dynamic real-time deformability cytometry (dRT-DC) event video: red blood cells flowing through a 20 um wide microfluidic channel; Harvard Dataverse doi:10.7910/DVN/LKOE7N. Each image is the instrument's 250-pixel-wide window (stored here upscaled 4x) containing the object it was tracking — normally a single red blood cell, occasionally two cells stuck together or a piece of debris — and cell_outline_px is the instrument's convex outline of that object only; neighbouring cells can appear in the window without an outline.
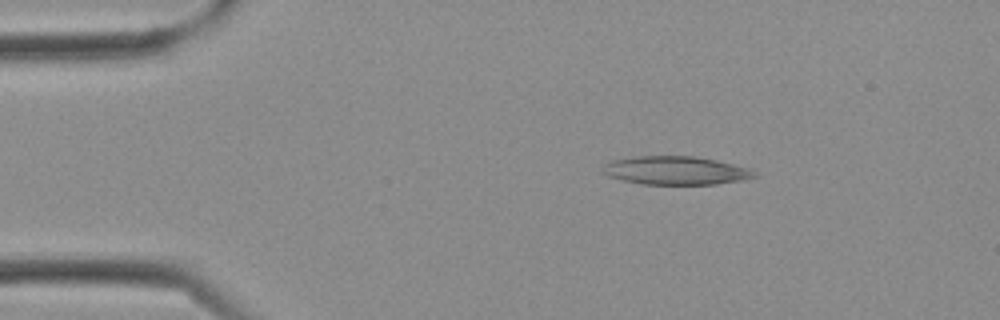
{"species": "Egyptian fruit bat (a non-hibernating species)", "species_latin": "Rousettus aegyptiacus", "temperature_condition": "cold", "stored_images_in_passage": 26, "camera_frame_rate_fps": 3000, "um_per_image_px": 0.085, "frame": {"image": 1, "passage_image": 1, "time_ms": 0.0, "image_size_px": [1000, 320], "cell_outline_px": [[756, 176], [740, 180], [716, 184], [640, 184], [608, 176], [600, 172], [604, 164], [612, 160], [632, 156], [696, 156], [716, 160], [748, 168], [756, 172]], "centroid_in_image_um": [57.37, 14.48], "position_along_channel_um": 27.6, "area_um2": 25.09}}
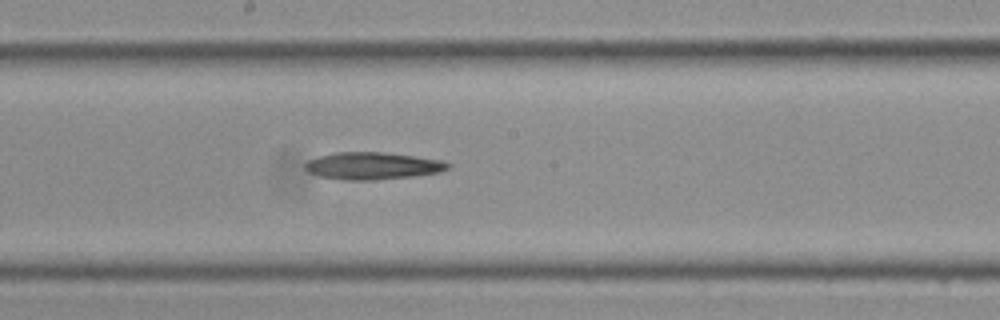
{"frame": {"image": 2, "passage_image": 12, "time_ms": 3.667, "image_size_px": [1000, 320], "cell_outline_px": [[452, 164], [448, 168], [440, 172], [412, 176], [376, 180], [344, 180], [320, 176], [308, 172], [304, 168], [304, 164], [308, 160], [320, 156], [336, 152], [384, 152], [440, 160]], "centroid_in_image_um": [31.64, 14.1], "position_along_channel_um": 216.6, "area_um2": 22.54}}
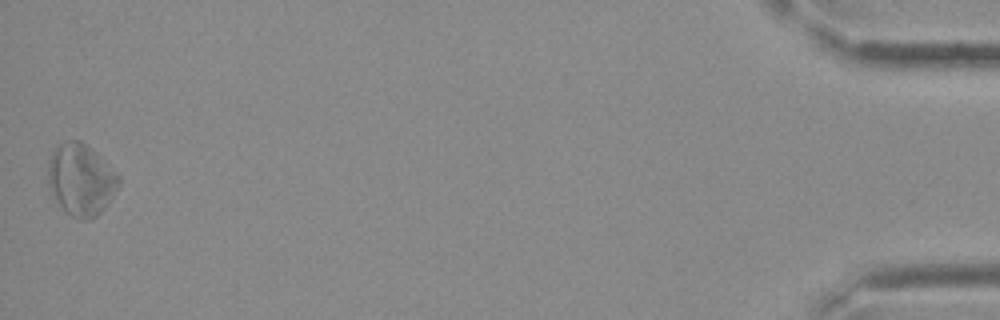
{"frame": {"image": 3, "passage_image": 26, "time_ms": 8.333, "image_size_px": [1000, 320], "cell_outline_px": [[120, 184], [104, 208], [96, 216], [88, 220], [80, 220], [64, 212], [52, 192], [48, 184], [48, 160], [52, 152], [60, 144], [72, 140], [80, 140], [96, 152], [120, 176]], "centroid_in_image_um": [6.88, 15.28], "position_along_channel_um": 428.3, "area_um2": 29.36}}